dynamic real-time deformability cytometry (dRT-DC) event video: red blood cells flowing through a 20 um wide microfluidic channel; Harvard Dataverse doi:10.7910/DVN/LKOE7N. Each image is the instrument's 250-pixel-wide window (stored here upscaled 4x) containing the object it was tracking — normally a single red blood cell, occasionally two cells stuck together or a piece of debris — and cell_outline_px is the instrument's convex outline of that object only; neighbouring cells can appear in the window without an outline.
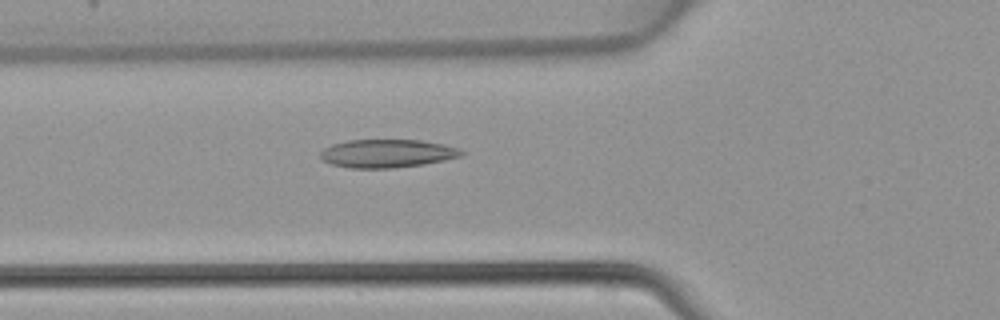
{"species": "common noctule bat (a hibernating species)", "species_latin": "Nyctalus noctula", "temperature_condition": "warm", "stored_images_in_passage": 47, "camera_frame_rate_fps": 3000, "um_per_image_px": 0.085, "animal": {"sex": "female", "body_mass_g": 22.7, "forearm_length_mm": 54.2}, "frame": {"image": 1, "passage_image": 17, "time_ms": 5.333, "image_size_px": [1000, 320], "cell_outline_px": [[464, 152], [460, 156], [444, 160], [424, 164], [392, 168], [348, 168], [332, 164], [324, 160], [320, 156], [320, 152], [324, 148], [332, 144], [348, 140], [420, 140], [444, 144], [460, 148]], "centroid_in_image_um": [32.91, 13.04], "position_along_channel_um": 92.9, "area_um2": 23.18}}
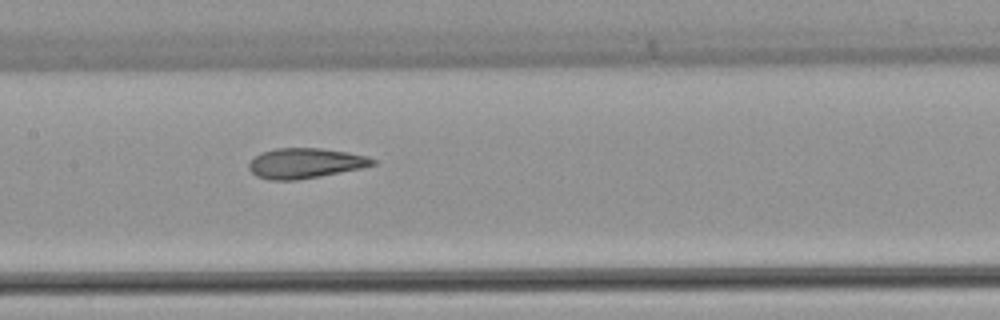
{"frame": {"image": 2, "passage_image": 23, "time_ms": 7.333, "image_size_px": [1000, 320], "cell_outline_px": [[376, 164], [360, 168], [320, 176], [296, 180], [268, 180], [256, 176], [248, 168], [248, 164], [260, 152], [276, 148], [320, 148], [348, 152], [368, 156], [376, 160]], "centroid_in_image_um": [25.93, 13.87], "position_along_channel_um": 181.5, "area_um2": 21.73}}
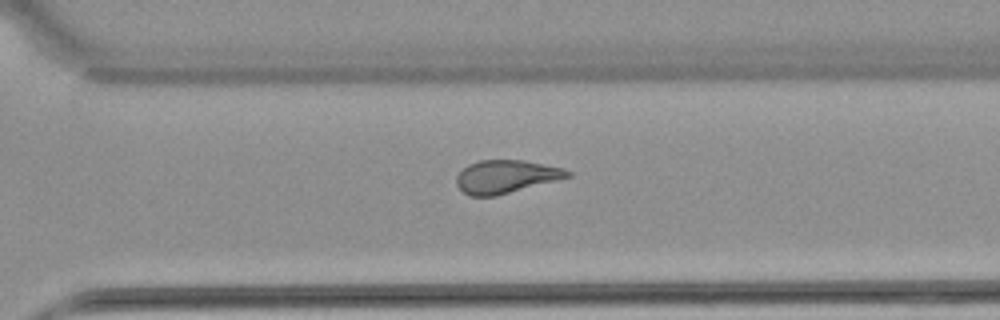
{"frame": {"image": 3, "passage_image": 33, "time_ms": 10.667, "image_size_px": [1000, 320], "cell_outline_px": [[572, 176], [496, 196], [468, 196], [456, 184], [456, 176], [468, 164], [480, 160], [524, 160], [564, 168], [572, 172]], "centroid_in_image_um": [43.01, 15.01], "position_along_channel_um": 327.6, "area_um2": 21.39}}